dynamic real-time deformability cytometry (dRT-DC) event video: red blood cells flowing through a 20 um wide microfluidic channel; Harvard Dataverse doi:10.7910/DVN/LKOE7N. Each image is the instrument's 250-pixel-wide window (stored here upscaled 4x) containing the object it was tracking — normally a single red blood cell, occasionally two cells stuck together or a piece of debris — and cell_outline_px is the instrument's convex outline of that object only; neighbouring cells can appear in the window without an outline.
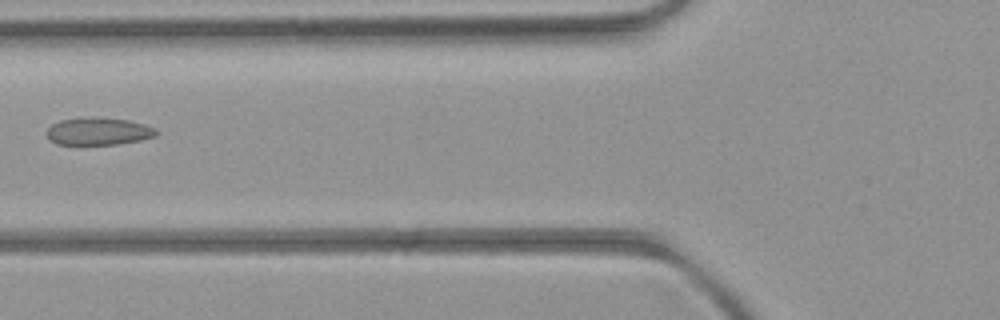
{"species": "common noctule bat (a hibernating species)", "species_latin": "Nyctalus noctula", "temperature_condition": "room temperature", "stored_images_in_passage": 4, "camera_frame_rate_fps": 3000, "um_per_image_px": 0.085, "animal": {"sex": "female", "body_mass_g": 21.9}, "frame": {"image": 1, "passage_image": 2, "time_ms": 1.333, "image_size_px": [1000, 320], "cell_outline_px": [[160, 132], [156, 136], [140, 140], [116, 144], [56, 144], [48, 136], [48, 128], [52, 124], [60, 120], [128, 120], [144, 124], [156, 128]], "centroid_in_image_um": [8.44, 11.21], "position_along_channel_um": 117.4, "area_um2": 16.53}}
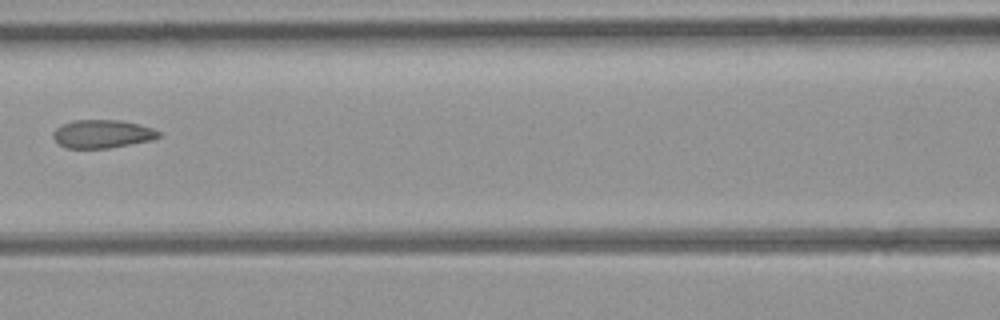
{"frame": {"image": 2, "passage_image": 3, "time_ms": 2.333, "image_size_px": [1000, 320], "cell_outline_px": [[160, 136], [152, 140], [108, 148], [64, 148], [52, 136], [52, 132], [56, 128], [72, 120], [120, 120], [140, 124], [152, 128], [160, 132]], "centroid_in_image_um": [8.69, 11.38], "position_along_channel_um": 157.9, "area_um2": 17.34}}
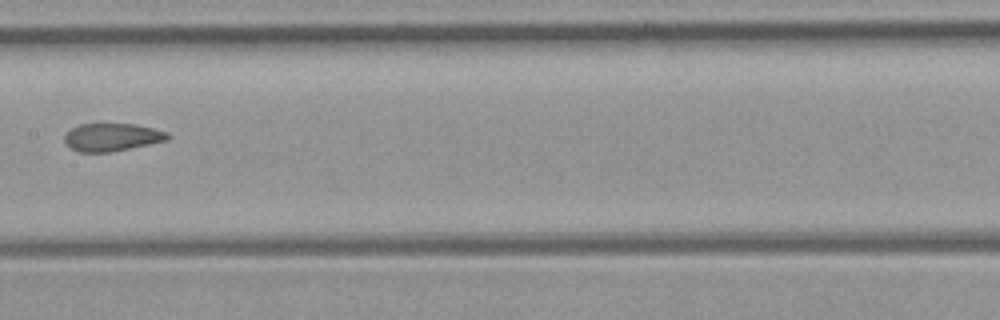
{"frame": {"image": 3, "passage_image": 4, "time_ms": 3.333, "image_size_px": [1000, 320], "cell_outline_px": [[172, 136], [168, 140], [112, 152], [80, 152], [72, 148], [64, 140], [64, 136], [72, 128], [80, 124], [136, 124], [168, 132]], "centroid_in_image_um": [9.56, 11.66], "position_along_channel_um": 197.8, "area_um2": 16.65}}